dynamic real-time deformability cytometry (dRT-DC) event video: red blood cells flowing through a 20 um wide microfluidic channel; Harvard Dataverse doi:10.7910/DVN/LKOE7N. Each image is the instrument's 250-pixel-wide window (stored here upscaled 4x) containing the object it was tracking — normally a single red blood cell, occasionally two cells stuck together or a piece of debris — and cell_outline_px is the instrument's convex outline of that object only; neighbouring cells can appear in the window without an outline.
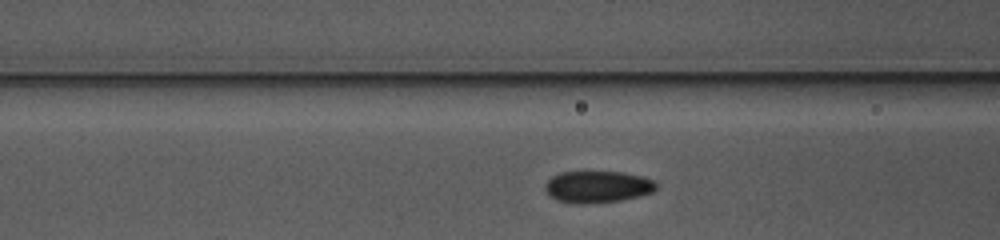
{"species": "common noctule bat (a hibernating species)", "species_latin": "Nyctalus noctula", "temperature_condition": "warm", "stored_images_in_passage": 24, "camera_frame_rate_fps": 3000, "um_per_image_px": 0.085, "animal": {"sex": "female", "body_mass_g": 10.0, "forearm_length_mm": 53.1}, "frame": {"image": 1, "passage_image": 5, "time_ms": 1.333, "image_size_px": [1000, 240], "cell_outline_px": [[660, 184], [652, 192], [640, 196], [620, 200], [588, 204], [576, 204], [556, 200], [548, 196], [544, 188], [544, 184], [552, 176], [560, 172], [624, 172], [656, 180]], "centroid_in_image_um": [50.79, 15.88], "position_along_channel_um": 115.8, "area_um2": 20.92}}
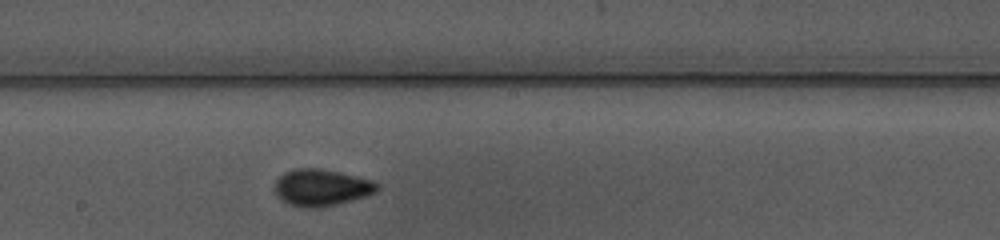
{"frame": {"image": 2, "passage_image": 13, "time_ms": 4.0, "image_size_px": [1000, 240], "cell_outline_px": [[380, 188], [376, 192], [364, 196], [336, 204], [316, 208], [304, 208], [288, 204], [280, 200], [276, 196], [276, 180], [284, 172], [296, 168], [320, 168], [340, 172], [372, 180]], "centroid_in_image_um": [27.29, 15.94], "position_along_channel_um": 220.9, "area_um2": 21.85}}
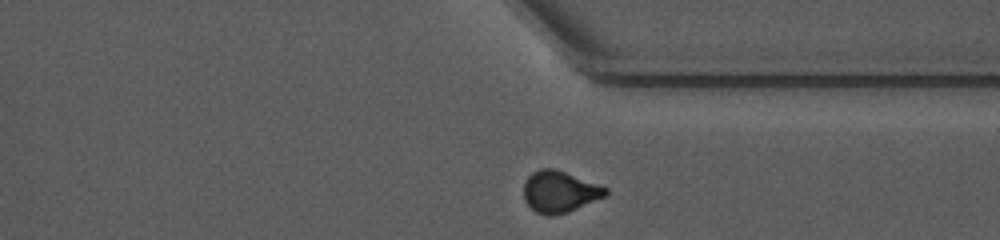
{"frame": {"image": 3, "passage_image": 24, "time_ms": 7.667, "image_size_px": [1000, 240], "cell_outline_px": [[608, 192], [604, 196], [568, 212], [552, 216], [548, 216], [536, 212], [524, 200], [524, 180], [532, 172], [540, 168], [556, 168], [608, 188]], "centroid_in_image_um": [47.53, 16.28], "position_along_channel_um": 363.9, "area_um2": 19.77}, "authors_computed_cell_mechanics": {"area_um2": 20.6346, "velocity_mm_per_s": 3.9255, "shape_relaxation_time_tau1_ms": 3.2264, "shape_relaxation_time_tau2_ms": 1.3493, "deformation_change_tau1": 0.1259, "deformation_change_tau2": 0.0411}}